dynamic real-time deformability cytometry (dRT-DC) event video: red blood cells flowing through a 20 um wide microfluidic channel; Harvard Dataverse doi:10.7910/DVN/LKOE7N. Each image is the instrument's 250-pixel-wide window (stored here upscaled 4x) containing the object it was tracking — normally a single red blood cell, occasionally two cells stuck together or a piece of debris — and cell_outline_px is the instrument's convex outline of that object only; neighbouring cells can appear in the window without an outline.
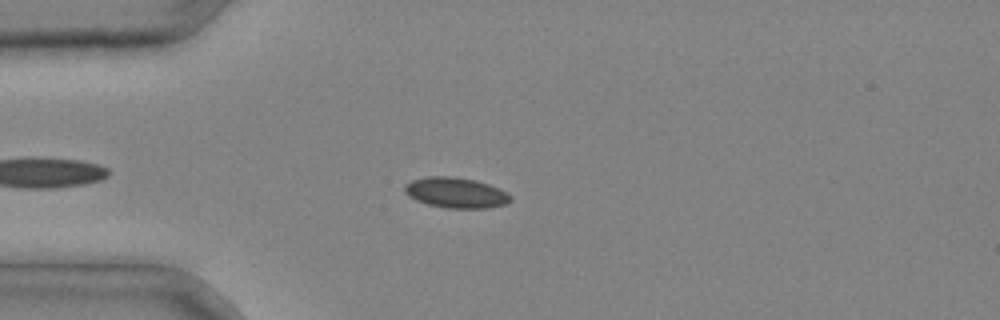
{"species": "common noctule bat (a hibernating species)", "species_latin": "Nyctalus noctula", "temperature_condition": "cold", "stored_images_in_passage": 33, "camera_frame_rate_fps": 3000, "um_per_image_px": 0.085, "animal": {"sex": "male", "body_mass_g": 20.4}, "frame": {"image": 1, "passage_image": 6, "time_ms": 1.667, "image_size_px": [1000, 320], "cell_outline_px": [[512, 200], [508, 204], [488, 208], [448, 208], [428, 204], [416, 200], [408, 196], [404, 192], [404, 184], [412, 180], [428, 176], [448, 176], [476, 180], [500, 188], [508, 192], [512, 196]], "centroid_in_image_um": [38.78, 16.38], "position_along_channel_um": 46.2, "area_um2": 19.02}}
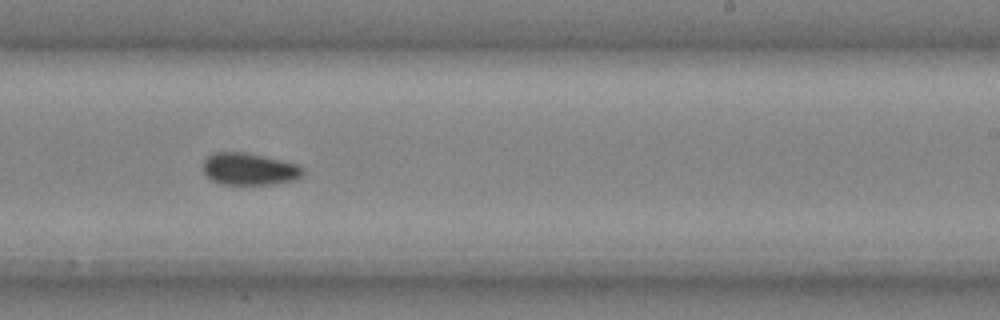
{"frame": {"image": 2, "passage_image": 20, "time_ms": 6.333, "image_size_px": [1000, 320], "cell_outline_px": [[304, 172], [296, 180], [272, 184], [220, 184], [212, 180], [204, 172], [204, 160], [212, 152], [244, 152], [264, 156], [296, 164], [304, 168]], "centroid_in_image_um": [21.19, 14.37], "position_along_channel_um": 267.8, "area_um2": 18.55}}
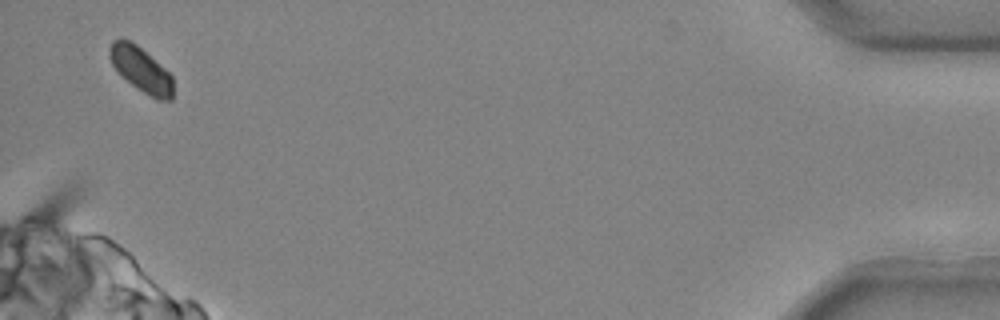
{"frame": {"image": 3, "passage_image": 33, "time_ms": 10.667, "image_size_px": [1000, 320], "cell_outline_px": [[172, 100], [156, 100], [132, 84], [116, 72], [108, 56], [108, 48], [112, 40], [128, 40], [136, 44], [164, 68], [172, 76]], "centroid_in_image_um": [11.95, 5.91], "position_along_channel_um": 423.2, "area_um2": 16.42}}